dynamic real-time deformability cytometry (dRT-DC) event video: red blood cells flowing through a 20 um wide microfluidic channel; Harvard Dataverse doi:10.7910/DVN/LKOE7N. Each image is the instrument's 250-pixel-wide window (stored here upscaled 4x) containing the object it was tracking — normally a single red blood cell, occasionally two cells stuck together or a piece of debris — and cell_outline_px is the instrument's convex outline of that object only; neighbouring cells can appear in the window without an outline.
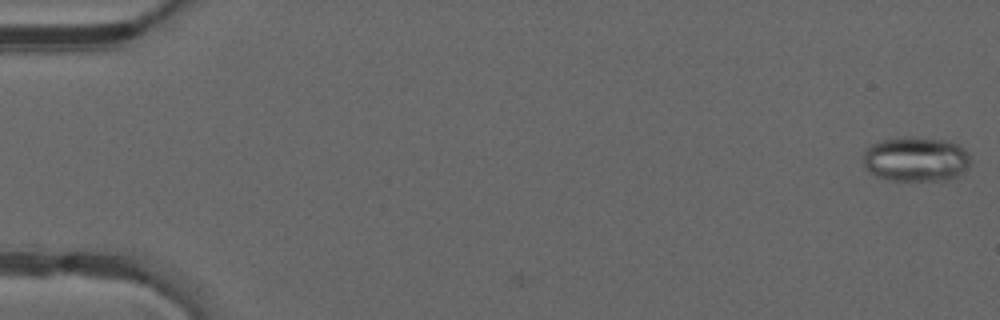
{"species": "common noctule bat (a hibernating species)", "species_latin": "Nyctalus noctula", "temperature_condition": "warm", "stored_images_in_passage": 3, "camera_frame_rate_fps": 3000, "um_per_image_px": 0.085, "animal": {"sex": "male", "forearm_length_mm": 52.5}, "frame": {"image": 1, "passage_image": 1, "time_ms": 0.0, "image_size_px": [1000, 320], "cell_outline_px": [[972, 160], [968, 168], [964, 172], [948, 180], [888, 180], [876, 176], [868, 172], [864, 168], [864, 152], [872, 144], [880, 140], [904, 136], [912, 136], [948, 140], [964, 148], [968, 152]], "centroid_in_image_um": [77.87, 13.52], "position_along_channel_um": 7.1, "area_um2": 28.5}}